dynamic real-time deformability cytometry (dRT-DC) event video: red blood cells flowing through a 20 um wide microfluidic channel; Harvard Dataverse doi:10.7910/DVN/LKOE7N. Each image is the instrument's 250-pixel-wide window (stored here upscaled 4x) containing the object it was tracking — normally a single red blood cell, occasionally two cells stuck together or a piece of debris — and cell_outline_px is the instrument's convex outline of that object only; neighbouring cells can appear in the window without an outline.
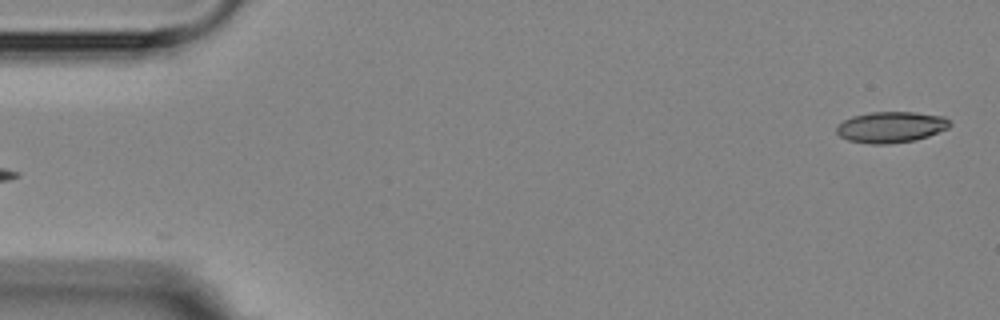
{"species": "Egyptian fruit bat (a non-hibernating species)", "species_latin": "Rousettus aegyptiacus", "temperature_condition": "room temperature", "stored_images_in_passage": 5, "segment_of_instrument_passage": [2, 2], "camera_frame_rate_fps": 3000, "um_per_image_px": 0.085, "animal": {"sex": "female"}, "frame": {"image": 1, "passage_image": 5, "time_ms": 4.667, "image_size_px": [1000, 320], "cell_outline_px": [[952, 124], [948, 128], [928, 136], [916, 140], [888, 144], [872, 144], [848, 140], [840, 136], [836, 132], [836, 128], [844, 120], [852, 116], [872, 112], [916, 112], [944, 116]], "centroid_in_image_um": [75.75, 10.8], "position_along_channel_um": 9.3, "area_um2": 20.46}}